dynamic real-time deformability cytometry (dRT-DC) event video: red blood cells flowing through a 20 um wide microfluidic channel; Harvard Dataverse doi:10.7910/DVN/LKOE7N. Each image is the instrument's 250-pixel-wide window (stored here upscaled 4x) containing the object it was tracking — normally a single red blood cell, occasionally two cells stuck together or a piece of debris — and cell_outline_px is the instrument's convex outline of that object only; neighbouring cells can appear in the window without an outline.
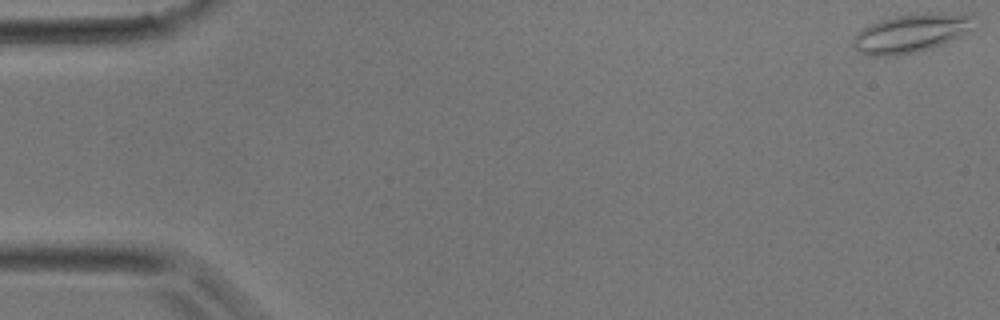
{"species": "common noctule bat (a hibernating species)", "species_latin": "Nyctalus noctula", "temperature_condition": "room temperature", "stored_images_in_passage": 25, "camera_frame_rate_fps": 3000, "um_per_image_px": 0.085, "animal": {"sex": "male", "body_mass_g": 17.9}, "frame": {"image": 1, "passage_image": 1, "time_ms": 0.0, "image_size_px": [1000, 320], "cell_outline_px": [[976, 20], [960, 36], [940, 44], [928, 48], [896, 56], [868, 56], [860, 52], [852, 44], [852, 36], [856, 32], [880, 20], [908, 12], [972, 12], [976, 16]], "centroid_in_image_um": [77.44, 2.76], "position_along_channel_um": 7.6, "area_um2": 27.57}}
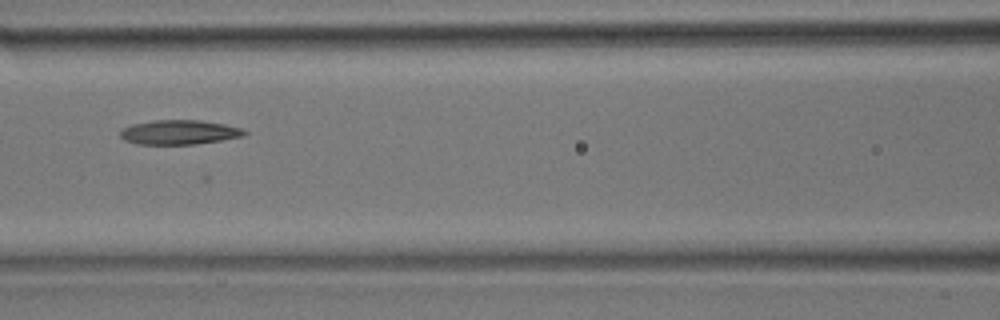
{"frame": {"image": 2, "passage_image": 18, "time_ms": 5.667, "image_size_px": [1000, 320], "cell_outline_px": [[248, 132], [244, 136], [196, 144], [136, 144], [124, 140], [120, 136], [120, 132], [124, 128], [132, 124], [152, 120], [200, 120], [224, 124], [240, 128]], "centroid_in_image_um": [15.22, 11.24], "position_along_channel_um": 151.4, "area_um2": 17.63}}
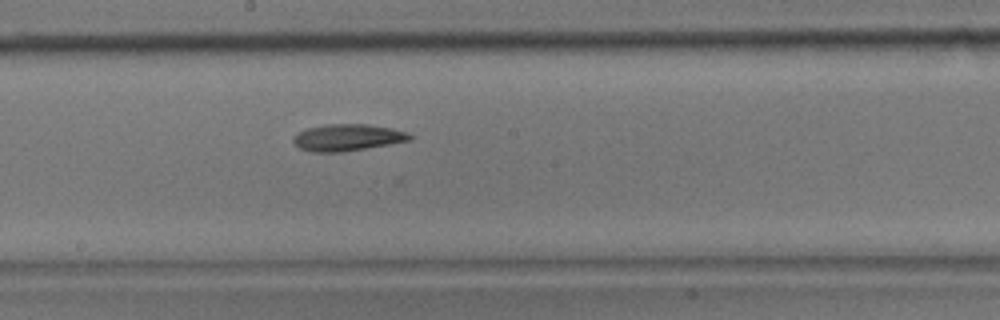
{"frame": {"image": 3, "passage_image": 22, "time_ms": 7.0, "image_size_px": [1000, 320], "cell_outline_px": [[412, 140], [340, 152], [312, 152], [300, 148], [292, 140], [296, 132], [308, 128], [328, 124], [368, 124], [392, 128], [408, 132], [412, 136]], "centroid_in_image_um": [29.53, 11.68], "position_along_channel_um": 218.7, "area_um2": 18.03}}